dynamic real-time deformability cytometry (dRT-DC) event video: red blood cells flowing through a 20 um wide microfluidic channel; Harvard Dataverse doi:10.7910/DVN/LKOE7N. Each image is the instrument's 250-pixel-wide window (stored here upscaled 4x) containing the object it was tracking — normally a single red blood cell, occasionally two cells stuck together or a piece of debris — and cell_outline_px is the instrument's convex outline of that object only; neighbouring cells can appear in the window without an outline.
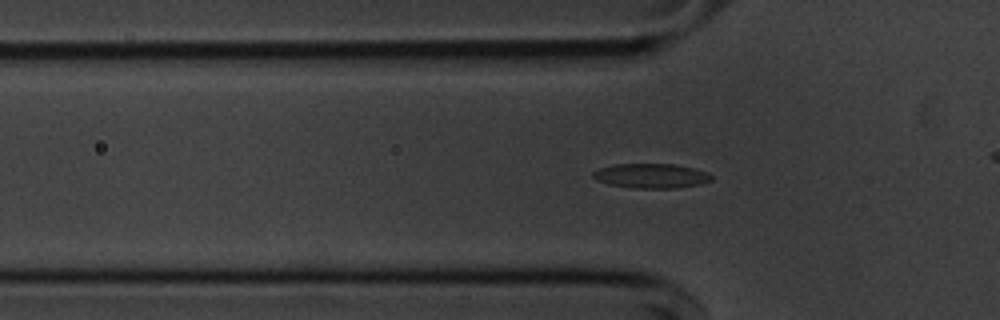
{"species": "common noctule bat (a hibernating species)", "species_latin": "Nyctalus noctula", "temperature_condition": "cold", "stored_images_in_passage": 55, "camera_frame_rate_fps": 3000, "um_per_image_px": 0.085, "animal": {"sex": "male", "body_mass_g": 20.1, "forearm_length_mm": 53.5}, "frame": {"image": 1, "passage_image": 16, "time_ms": 5.0, "image_size_px": [1000, 320], "cell_outline_px": [[712, 180], [700, 184], [676, 188], [636, 188], [608, 184], [596, 180], [592, 176], [592, 172], [600, 168], [612, 164], [676, 164], [708, 172], [712, 176]], "centroid_in_image_um": [55.34, 14.94], "position_along_channel_um": 70.5, "area_um2": 16.99}}
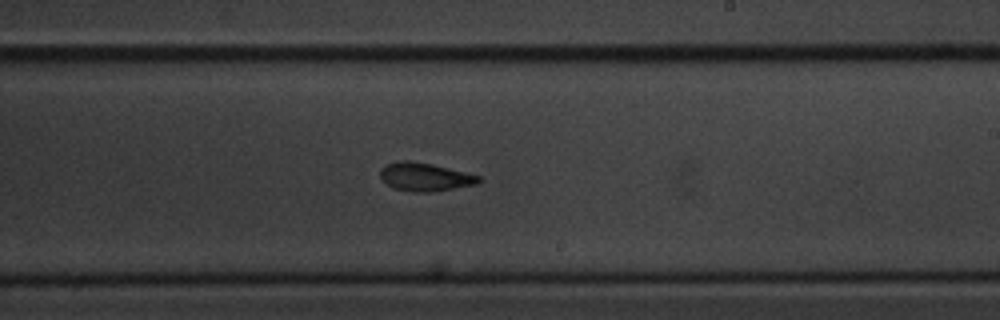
{"frame": {"image": 2, "passage_image": 31, "time_ms": 10.0, "image_size_px": [1000, 320], "cell_outline_px": [[480, 184], [432, 192], [412, 192], [392, 188], [384, 184], [380, 176], [380, 168], [384, 164], [400, 160], [408, 160], [432, 164], [480, 176]], "centroid_in_image_um": [36.07, 15.04], "position_along_channel_um": 252.9, "area_um2": 16.53}}
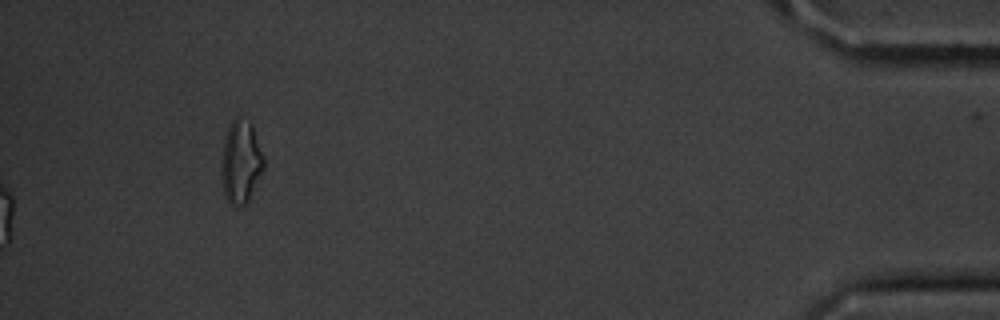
{"frame": {"image": 3, "passage_image": 55, "time_ms": 18.0, "image_size_px": [1000, 320], "cell_outline_px": [[264, 168], [248, 200], [244, 204], [232, 204], [224, 196], [220, 168], [220, 160], [224, 140], [228, 128], [232, 120], [236, 116], [248, 120], [252, 124], [264, 156]], "centroid_in_image_um": [20.46, 13.71], "position_along_channel_um": 414.7, "area_um2": 20.52}, "authors_computed_cell_mechanics": {"area_um2": 16.762, "velocity_mm_per_s": 3.6341, "shape_relaxation_time_tau1_ms": 3.2087, "shape_relaxation_time_tau2_ms": 4.0415, "deformation_change_tau1": 0.1256, "deformation_change_tau2": 0.1033}}